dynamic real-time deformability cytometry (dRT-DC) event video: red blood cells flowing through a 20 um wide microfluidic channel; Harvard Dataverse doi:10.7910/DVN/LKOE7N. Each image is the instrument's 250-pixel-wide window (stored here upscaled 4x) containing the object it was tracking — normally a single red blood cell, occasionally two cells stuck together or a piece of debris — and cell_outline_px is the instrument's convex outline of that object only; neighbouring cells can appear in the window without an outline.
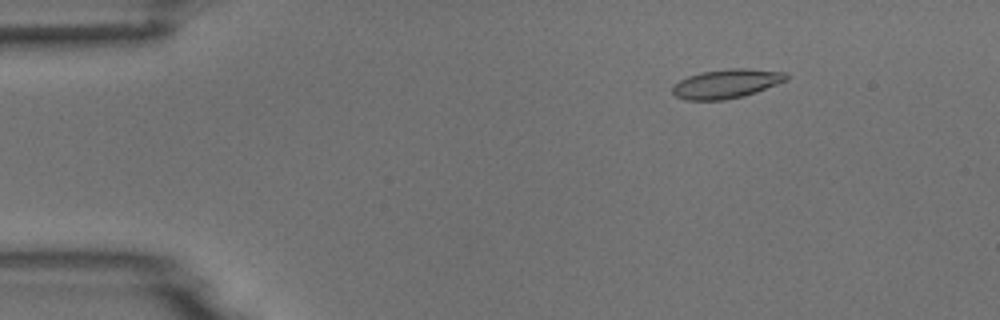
{"species": "common noctule bat (a hibernating species)", "species_latin": "Nyctalus noctula", "temperature_condition": "room temperature", "stored_images_in_passage": 5, "camera_frame_rate_fps": 3000, "um_per_image_px": 0.085, "animal": {"sex": "male", "body_mass_g": 18.8}, "frame": {"image": 1, "passage_image": 3, "time_ms": 2.333, "image_size_px": [1000, 320], "cell_outline_px": [[788, 80], [756, 92], [744, 96], [724, 100], [684, 100], [676, 96], [672, 92], [672, 84], [688, 76], [700, 72], [732, 68], [744, 68], [788, 72]], "centroid_in_image_um": [61.75, 7.11], "position_along_channel_um": 23.3, "area_um2": 19.48}}
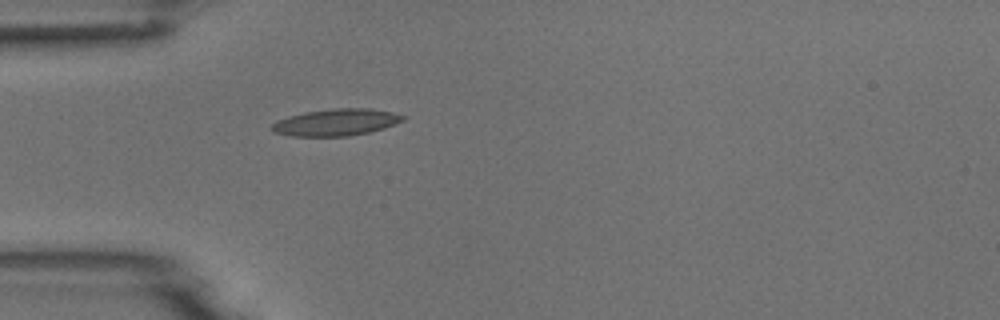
{"frame": {"image": 2, "passage_image": 5, "time_ms": 5.0, "image_size_px": [1000, 320], "cell_outline_px": [[404, 120], [384, 128], [368, 132], [348, 136], [292, 136], [272, 132], [268, 128], [276, 120], [288, 116], [304, 112], [336, 108], [368, 108], [392, 112], [404, 116]], "centroid_in_image_um": [28.5, 10.4], "position_along_channel_um": 56.5, "area_um2": 20.52}}